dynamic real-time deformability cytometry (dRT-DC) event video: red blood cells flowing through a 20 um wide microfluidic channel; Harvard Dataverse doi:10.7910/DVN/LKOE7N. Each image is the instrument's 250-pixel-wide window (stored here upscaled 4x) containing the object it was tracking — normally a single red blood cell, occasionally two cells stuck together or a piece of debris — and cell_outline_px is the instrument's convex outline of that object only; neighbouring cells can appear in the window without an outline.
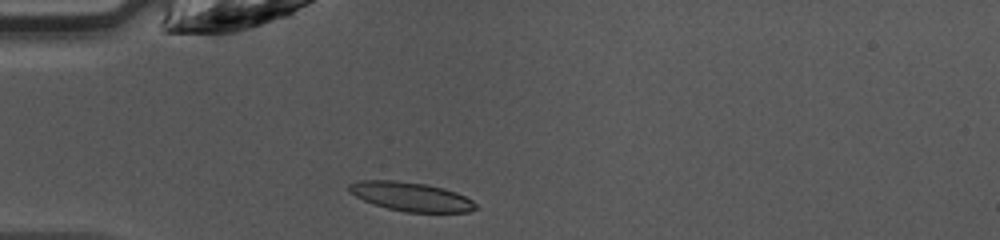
{"species": "common noctule bat (a hibernating species)", "species_latin": "Nyctalus noctula", "temperature_condition": "warm", "stored_images_in_passage": 34, "camera_frame_rate_fps": 3000, "um_per_image_px": 0.085, "animal": {"sex": "female", "body_mass_g": 10.0, "forearm_length_mm": 53.1}, "frame": {"image": 1, "passage_image": 1, "time_ms": 0.0, "image_size_px": [1000, 240], "cell_outline_px": [[480, 208], [468, 212], [408, 212], [388, 208], [364, 200], [348, 192], [348, 184], [360, 180], [396, 180], [428, 184], [444, 188], [456, 192], [472, 200]], "centroid_in_image_um": [34.95, 16.7], "position_along_channel_um": 50.0, "area_um2": 21.39}}
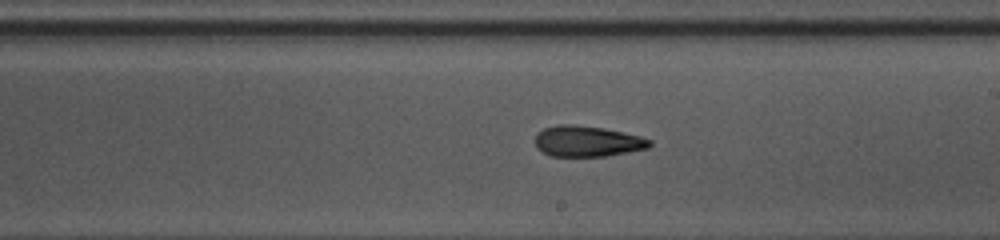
{"frame": {"image": 2, "passage_image": 15, "time_ms": 4.667, "image_size_px": [1000, 240], "cell_outline_px": [[652, 144], [648, 148], [628, 152], [604, 156], [548, 156], [536, 148], [536, 132], [544, 128], [556, 124], [576, 124], [604, 128], [640, 136], [652, 140]], "centroid_in_image_um": [49.89, 12.0], "position_along_channel_um": 239.1, "area_um2": 20.75}}
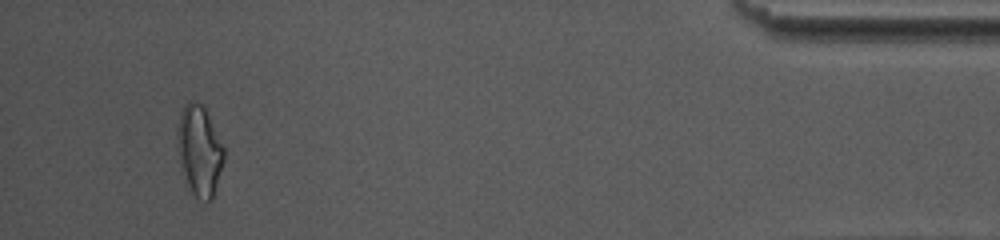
{"frame": {"image": 3, "passage_image": 32, "time_ms": 10.333, "image_size_px": [1000, 240], "cell_outline_px": [[224, 160], [212, 200], [208, 200], [196, 196], [192, 192], [188, 184], [184, 172], [176, 144], [176, 132], [180, 112], [184, 104], [188, 100], [192, 100], [204, 104], [224, 148]], "centroid_in_image_um": [16.95, 12.7], "position_along_channel_um": 418.3, "area_um2": 24.33}, "authors_computed_cell_mechanics": {"area_um2": 20.7502, "velocity_mm_per_s": 4.2888, "shape_relaxation_time_tau1_ms": 9.2881, "shape_relaxation_time_tau2_ms": 3.0502, "deformation_change_tau1": 0.2866, "deformation_change_tau2": 0.1391}}